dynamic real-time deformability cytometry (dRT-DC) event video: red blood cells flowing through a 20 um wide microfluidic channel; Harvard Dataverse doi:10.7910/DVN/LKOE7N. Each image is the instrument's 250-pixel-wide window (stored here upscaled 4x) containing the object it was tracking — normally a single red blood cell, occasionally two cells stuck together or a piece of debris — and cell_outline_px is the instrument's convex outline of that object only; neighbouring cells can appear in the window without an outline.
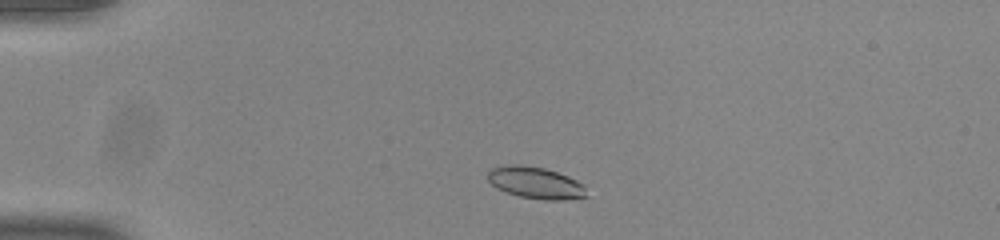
{"species": "common noctule bat (a hibernating species)", "species_latin": "Nyctalus noctula", "temperature_condition": "room temperature", "stored_images_in_passage": 45, "camera_frame_rate_fps": 3000, "um_per_image_px": 0.085, "animal": {"sex": "male", "body_mass_g": 20.0, "forearm_length_mm": 53.3}, "frame": {"image": 1, "passage_image": 4, "time_ms": 1.0, "image_size_px": [1000, 240], "cell_outline_px": [[588, 196], [564, 200], [544, 200], [520, 196], [496, 188], [488, 180], [488, 172], [492, 168], [508, 164], [520, 164], [544, 168], [568, 176], [584, 184]], "centroid_in_image_um": [45.54, 15.53], "position_along_channel_um": 39.5, "area_um2": 18.26}}
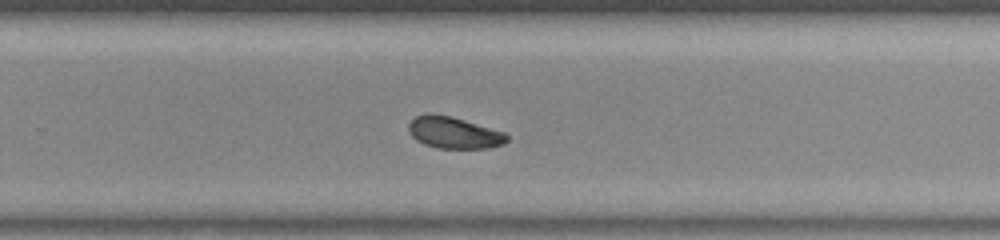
{"frame": {"image": 2, "passage_image": 27, "time_ms": 8.667, "image_size_px": [1000, 240], "cell_outline_px": [[508, 140], [504, 144], [488, 148], [440, 148], [424, 144], [416, 140], [412, 136], [408, 128], [408, 124], [416, 116], [452, 116], [504, 132], [508, 136]], "centroid_in_image_um": [38.63, 11.31], "position_along_channel_um": 291.2, "area_um2": 17.63}}
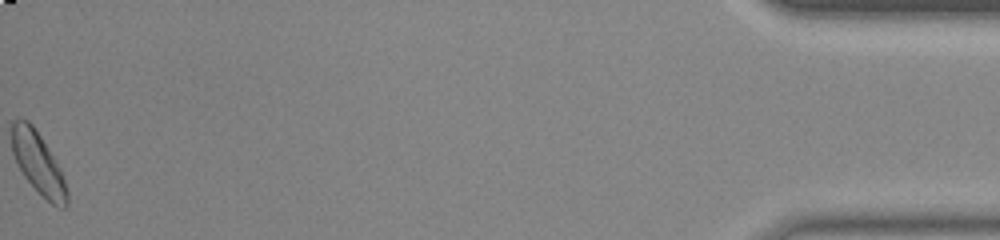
{"frame": {"image": 3, "passage_image": 45, "time_ms": 14.667, "image_size_px": [1000, 240], "cell_outline_px": [[68, 204], [64, 208], [60, 208], [52, 204], [24, 176], [12, 152], [12, 120], [28, 120], [32, 124], [48, 148], [60, 168], [68, 192]], "centroid_in_image_um": [3.26, 13.87], "position_along_channel_um": 431.9, "area_um2": 19.31}, "authors_computed_cell_mechanics": {"area_um2": 18.2648, "velocity_mm_per_s": 3.8527, "shape_relaxation_time_tau1_ms": 3.8797, "shape_relaxation_time_tau2_ms": null, "deformation_change_tau1": 0.1176, "deformation_change_tau2": null}}